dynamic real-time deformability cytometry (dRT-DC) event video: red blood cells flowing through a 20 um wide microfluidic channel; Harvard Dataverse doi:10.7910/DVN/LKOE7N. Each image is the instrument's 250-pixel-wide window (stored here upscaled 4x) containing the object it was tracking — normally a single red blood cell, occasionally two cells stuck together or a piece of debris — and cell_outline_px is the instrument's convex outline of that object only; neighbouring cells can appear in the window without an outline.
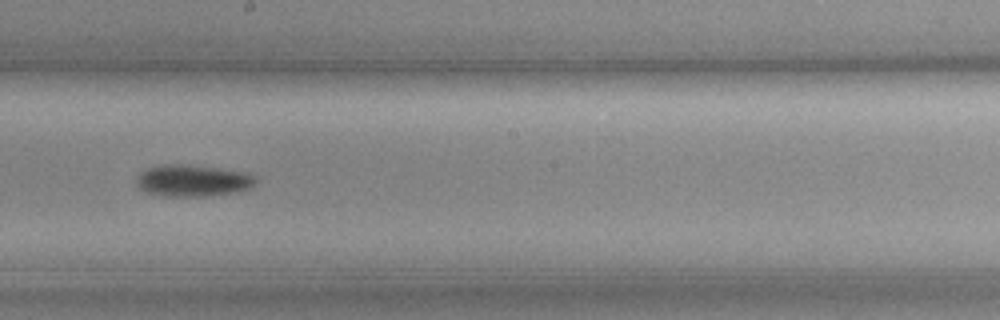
{"species": "common noctule bat (a hibernating species)", "species_latin": "Nyctalus noctula", "temperature_condition": "cold", "stored_images_in_passage": 44, "camera_frame_rate_fps": 3000, "um_per_image_px": 0.085, "animal": {"sex": "female", "body_mass_g": 19.3, "forearm_length_mm": 54.1}, "frame": {"image": 1, "passage_image": 19, "time_ms": 6.0, "image_size_px": [1000, 320], "cell_outline_px": [[256, 180], [248, 188], [236, 192], [204, 196], [160, 196], [148, 192], [140, 188], [136, 184], [136, 176], [144, 168], [168, 164], [176, 164], [216, 168], [248, 172], [256, 176]], "centroid_in_image_um": [16.34, 15.35], "position_along_channel_um": 231.9, "area_um2": 21.91}, "authors_computed_cell_mechanics": {"area_um2": 20.8947, "velocity_mm_per_s": 3.6408, "shape_relaxation_time_tau1_ms": 3.9617, "shape_relaxation_time_tau2_ms": null, "deformation_change_tau1": 0.0903, "deformation_change_tau2": null}}